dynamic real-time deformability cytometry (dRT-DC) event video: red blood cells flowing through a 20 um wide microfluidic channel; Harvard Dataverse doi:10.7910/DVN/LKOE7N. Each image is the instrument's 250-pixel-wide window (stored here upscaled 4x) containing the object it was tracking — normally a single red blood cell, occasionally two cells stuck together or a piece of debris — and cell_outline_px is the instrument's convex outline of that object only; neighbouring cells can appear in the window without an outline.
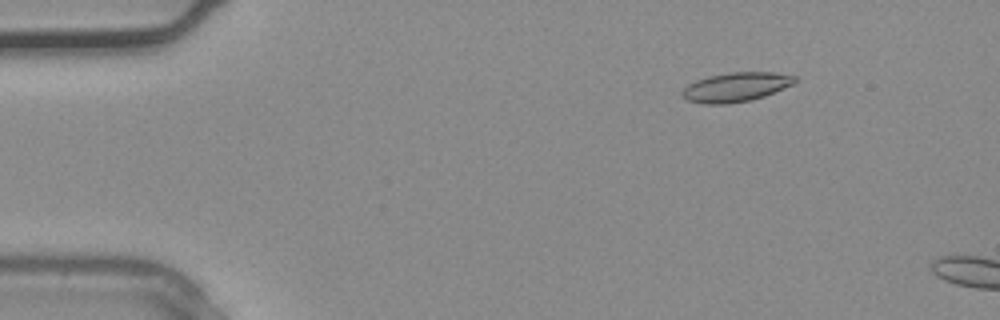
{"species": "common noctule bat (a hibernating species)", "species_latin": "Nyctalus noctula", "temperature_condition": "warm", "stored_images_in_passage": 5, "camera_frame_rate_fps": 3000, "um_per_image_px": 0.085, "animal": {"sex": "male", "body_mass_g": 20.4}, "frame": {"image": 1, "passage_image": 3, "time_ms": 0.667, "image_size_px": [1000, 320], "cell_outline_px": [[796, 80], [792, 84], [764, 96], [752, 100], [728, 104], [704, 104], [688, 100], [680, 92], [688, 84], [696, 80], [708, 76], [732, 72], [776, 72], [796, 76]], "centroid_in_image_um": [62.54, 7.4], "position_along_channel_um": 22.5, "area_um2": 19.13}}